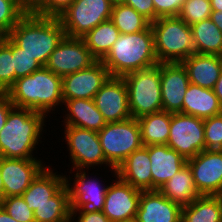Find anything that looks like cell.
Masks as SVG:
<instances>
[{"mask_svg": "<svg viewBox=\"0 0 222 222\" xmlns=\"http://www.w3.org/2000/svg\"><path fill=\"white\" fill-rule=\"evenodd\" d=\"M124 4L131 6L150 22L155 21V7L153 0H125Z\"/></svg>", "mask_w": 222, "mask_h": 222, "instance_id": "60d3db41", "label": "cell"}, {"mask_svg": "<svg viewBox=\"0 0 222 222\" xmlns=\"http://www.w3.org/2000/svg\"><path fill=\"white\" fill-rule=\"evenodd\" d=\"M43 113L14 107L0 132V156L15 159H37L33 152L46 126Z\"/></svg>", "mask_w": 222, "mask_h": 222, "instance_id": "6da1fadb", "label": "cell"}, {"mask_svg": "<svg viewBox=\"0 0 222 222\" xmlns=\"http://www.w3.org/2000/svg\"><path fill=\"white\" fill-rule=\"evenodd\" d=\"M167 145L186 160L204 151V119L182 113H171Z\"/></svg>", "mask_w": 222, "mask_h": 222, "instance_id": "30bf717a", "label": "cell"}, {"mask_svg": "<svg viewBox=\"0 0 222 222\" xmlns=\"http://www.w3.org/2000/svg\"><path fill=\"white\" fill-rule=\"evenodd\" d=\"M9 39V32L0 26V48L4 46Z\"/></svg>", "mask_w": 222, "mask_h": 222, "instance_id": "c3c4849f", "label": "cell"}, {"mask_svg": "<svg viewBox=\"0 0 222 222\" xmlns=\"http://www.w3.org/2000/svg\"><path fill=\"white\" fill-rule=\"evenodd\" d=\"M0 222H18L12 218L7 211L0 205Z\"/></svg>", "mask_w": 222, "mask_h": 222, "instance_id": "7dc6e473", "label": "cell"}, {"mask_svg": "<svg viewBox=\"0 0 222 222\" xmlns=\"http://www.w3.org/2000/svg\"><path fill=\"white\" fill-rule=\"evenodd\" d=\"M213 91L215 95L218 97L219 103L222 105V71L218 81L216 82Z\"/></svg>", "mask_w": 222, "mask_h": 222, "instance_id": "ee69618b", "label": "cell"}, {"mask_svg": "<svg viewBox=\"0 0 222 222\" xmlns=\"http://www.w3.org/2000/svg\"><path fill=\"white\" fill-rule=\"evenodd\" d=\"M182 207L159 190L141 191L136 222H181Z\"/></svg>", "mask_w": 222, "mask_h": 222, "instance_id": "d6986e66", "label": "cell"}, {"mask_svg": "<svg viewBox=\"0 0 222 222\" xmlns=\"http://www.w3.org/2000/svg\"><path fill=\"white\" fill-rule=\"evenodd\" d=\"M93 100L106 123L124 121L132 117L123 77H110Z\"/></svg>", "mask_w": 222, "mask_h": 222, "instance_id": "2e32d148", "label": "cell"}, {"mask_svg": "<svg viewBox=\"0 0 222 222\" xmlns=\"http://www.w3.org/2000/svg\"><path fill=\"white\" fill-rule=\"evenodd\" d=\"M212 10L222 12V0H210Z\"/></svg>", "mask_w": 222, "mask_h": 222, "instance_id": "681fc988", "label": "cell"}, {"mask_svg": "<svg viewBox=\"0 0 222 222\" xmlns=\"http://www.w3.org/2000/svg\"><path fill=\"white\" fill-rule=\"evenodd\" d=\"M151 163L148 146L131 153L116 169L117 175L128 184L142 191L152 190Z\"/></svg>", "mask_w": 222, "mask_h": 222, "instance_id": "44dd1931", "label": "cell"}, {"mask_svg": "<svg viewBox=\"0 0 222 222\" xmlns=\"http://www.w3.org/2000/svg\"><path fill=\"white\" fill-rule=\"evenodd\" d=\"M187 164L200 195H222V150H204Z\"/></svg>", "mask_w": 222, "mask_h": 222, "instance_id": "5bb4252c", "label": "cell"}, {"mask_svg": "<svg viewBox=\"0 0 222 222\" xmlns=\"http://www.w3.org/2000/svg\"><path fill=\"white\" fill-rule=\"evenodd\" d=\"M119 35L118 28L111 20H107L98 24L82 38L91 54L97 60H102L111 50Z\"/></svg>", "mask_w": 222, "mask_h": 222, "instance_id": "4dcf8cb0", "label": "cell"}, {"mask_svg": "<svg viewBox=\"0 0 222 222\" xmlns=\"http://www.w3.org/2000/svg\"><path fill=\"white\" fill-rule=\"evenodd\" d=\"M111 77L124 75L157 65L151 25L143 31L120 34L111 50L101 60Z\"/></svg>", "mask_w": 222, "mask_h": 222, "instance_id": "277c9868", "label": "cell"}, {"mask_svg": "<svg viewBox=\"0 0 222 222\" xmlns=\"http://www.w3.org/2000/svg\"><path fill=\"white\" fill-rule=\"evenodd\" d=\"M64 138L67 142L69 157L74 170H89L90 167H101L110 165L107 163L100 141L98 132L85 128L65 126Z\"/></svg>", "mask_w": 222, "mask_h": 222, "instance_id": "9c48e42d", "label": "cell"}, {"mask_svg": "<svg viewBox=\"0 0 222 222\" xmlns=\"http://www.w3.org/2000/svg\"><path fill=\"white\" fill-rule=\"evenodd\" d=\"M64 36L65 31L58 17L39 16L30 11L9 32V38L42 66L46 65Z\"/></svg>", "mask_w": 222, "mask_h": 222, "instance_id": "7a4b0ae2", "label": "cell"}, {"mask_svg": "<svg viewBox=\"0 0 222 222\" xmlns=\"http://www.w3.org/2000/svg\"><path fill=\"white\" fill-rule=\"evenodd\" d=\"M159 191L167 199L179 204L181 207L191 204L201 196L194 185L193 174L188 164L165 182Z\"/></svg>", "mask_w": 222, "mask_h": 222, "instance_id": "484cf974", "label": "cell"}, {"mask_svg": "<svg viewBox=\"0 0 222 222\" xmlns=\"http://www.w3.org/2000/svg\"><path fill=\"white\" fill-rule=\"evenodd\" d=\"M190 27L195 53L222 56V32L210 18Z\"/></svg>", "mask_w": 222, "mask_h": 222, "instance_id": "f1b7e54d", "label": "cell"}, {"mask_svg": "<svg viewBox=\"0 0 222 222\" xmlns=\"http://www.w3.org/2000/svg\"><path fill=\"white\" fill-rule=\"evenodd\" d=\"M0 205L18 222H35L34 211L29 209L21 195L3 198Z\"/></svg>", "mask_w": 222, "mask_h": 222, "instance_id": "e575fe53", "label": "cell"}, {"mask_svg": "<svg viewBox=\"0 0 222 222\" xmlns=\"http://www.w3.org/2000/svg\"><path fill=\"white\" fill-rule=\"evenodd\" d=\"M73 177L68 178L67 175L65 183L69 190L71 213L102 211L108 185L99 183L98 178H90L86 170H76ZM71 178L74 179L73 183Z\"/></svg>", "mask_w": 222, "mask_h": 222, "instance_id": "7c38bea8", "label": "cell"}, {"mask_svg": "<svg viewBox=\"0 0 222 222\" xmlns=\"http://www.w3.org/2000/svg\"><path fill=\"white\" fill-rule=\"evenodd\" d=\"M189 82L205 89H213L222 71V56L194 53L182 62Z\"/></svg>", "mask_w": 222, "mask_h": 222, "instance_id": "7402d4cb", "label": "cell"}, {"mask_svg": "<svg viewBox=\"0 0 222 222\" xmlns=\"http://www.w3.org/2000/svg\"><path fill=\"white\" fill-rule=\"evenodd\" d=\"M137 120L143 146L167 144L171 113L160 111L141 116Z\"/></svg>", "mask_w": 222, "mask_h": 222, "instance_id": "83f0119b", "label": "cell"}, {"mask_svg": "<svg viewBox=\"0 0 222 222\" xmlns=\"http://www.w3.org/2000/svg\"><path fill=\"white\" fill-rule=\"evenodd\" d=\"M74 0H39L30 11L39 16L58 17Z\"/></svg>", "mask_w": 222, "mask_h": 222, "instance_id": "f35d334b", "label": "cell"}, {"mask_svg": "<svg viewBox=\"0 0 222 222\" xmlns=\"http://www.w3.org/2000/svg\"><path fill=\"white\" fill-rule=\"evenodd\" d=\"M96 61L83 38L65 35L49 56L45 67L63 77L86 69Z\"/></svg>", "mask_w": 222, "mask_h": 222, "instance_id": "8fae6325", "label": "cell"}, {"mask_svg": "<svg viewBox=\"0 0 222 222\" xmlns=\"http://www.w3.org/2000/svg\"><path fill=\"white\" fill-rule=\"evenodd\" d=\"M131 116H141L162 111L160 63L152 67L133 71L123 76Z\"/></svg>", "mask_w": 222, "mask_h": 222, "instance_id": "8992f818", "label": "cell"}, {"mask_svg": "<svg viewBox=\"0 0 222 222\" xmlns=\"http://www.w3.org/2000/svg\"><path fill=\"white\" fill-rule=\"evenodd\" d=\"M45 167V164L40 159L1 157V178L4 185V198L22 195Z\"/></svg>", "mask_w": 222, "mask_h": 222, "instance_id": "e0dca14e", "label": "cell"}, {"mask_svg": "<svg viewBox=\"0 0 222 222\" xmlns=\"http://www.w3.org/2000/svg\"><path fill=\"white\" fill-rule=\"evenodd\" d=\"M162 111L181 113L189 77L182 63H160Z\"/></svg>", "mask_w": 222, "mask_h": 222, "instance_id": "ac0fdd59", "label": "cell"}, {"mask_svg": "<svg viewBox=\"0 0 222 222\" xmlns=\"http://www.w3.org/2000/svg\"><path fill=\"white\" fill-rule=\"evenodd\" d=\"M185 0H153L155 21L159 17L178 16Z\"/></svg>", "mask_w": 222, "mask_h": 222, "instance_id": "ab89813d", "label": "cell"}, {"mask_svg": "<svg viewBox=\"0 0 222 222\" xmlns=\"http://www.w3.org/2000/svg\"><path fill=\"white\" fill-rule=\"evenodd\" d=\"M210 19L218 26L222 32V12L212 10Z\"/></svg>", "mask_w": 222, "mask_h": 222, "instance_id": "f6af8a7d", "label": "cell"}, {"mask_svg": "<svg viewBox=\"0 0 222 222\" xmlns=\"http://www.w3.org/2000/svg\"><path fill=\"white\" fill-rule=\"evenodd\" d=\"M212 13L210 0H185L178 17L189 26L209 19Z\"/></svg>", "mask_w": 222, "mask_h": 222, "instance_id": "d6a6232c", "label": "cell"}, {"mask_svg": "<svg viewBox=\"0 0 222 222\" xmlns=\"http://www.w3.org/2000/svg\"><path fill=\"white\" fill-rule=\"evenodd\" d=\"M27 11H31L39 0H17Z\"/></svg>", "mask_w": 222, "mask_h": 222, "instance_id": "bcb514c9", "label": "cell"}, {"mask_svg": "<svg viewBox=\"0 0 222 222\" xmlns=\"http://www.w3.org/2000/svg\"><path fill=\"white\" fill-rule=\"evenodd\" d=\"M66 107L63 119L65 126L85 128L99 132L106 125L103 115L95 106L93 99H71L63 103Z\"/></svg>", "mask_w": 222, "mask_h": 222, "instance_id": "cb8c5ba5", "label": "cell"}, {"mask_svg": "<svg viewBox=\"0 0 222 222\" xmlns=\"http://www.w3.org/2000/svg\"><path fill=\"white\" fill-rule=\"evenodd\" d=\"M4 198V185L1 178V156H0V201Z\"/></svg>", "mask_w": 222, "mask_h": 222, "instance_id": "f907efd6", "label": "cell"}, {"mask_svg": "<svg viewBox=\"0 0 222 222\" xmlns=\"http://www.w3.org/2000/svg\"><path fill=\"white\" fill-rule=\"evenodd\" d=\"M205 150H222V113L204 119Z\"/></svg>", "mask_w": 222, "mask_h": 222, "instance_id": "74e56055", "label": "cell"}, {"mask_svg": "<svg viewBox=\"0 0 222 222\" xmlns=\"http://www.w3.org/2000/svg\"><path fill=\"white\" fill-rule=\"evenodd\" d=\"M110 77L109 71L101 60H97L86 69L63 76V101L71 99H93Z\"/></svg>", "mask_w": 222, "mask_h": 222, "instance_id": "9a60e30c", "label": "cell"}, {"mask_svg": "<svg viewBox=\"0 0 222 222\" xmlns=\"http://www.w3.org/2000/svg\"><path fill=\"white\" fill-rule=\"evenodd\" d=\"M113 5L115 4H122L125 2V0H109Z\"/></svg>", "mask_w": 222, "mask_h": 222, "instance_id": "816d5d0a", "label": "cell"}, {"mask_svg": "<svg viewBox=\"0 0 222 222\" xmlns=\"http://www.w3.org/2000/svg\"><path fill=\"white\" fill-rule=\"evenodd\" d=\"M106 190L102 212L111 222H128L136 218L141 191L118 175Z\"/></svg>", "mask_w": 222, "mask_h": 222, "instance_id": "4fadbf2b", "label": "cell"}, {"mask_svg": "<svg viewBox=\"0 0 222 222\" xmlns=\"http://www.w3.org/2000/svg\"><path fill=\"white\" fill-rule=\"evenodd\" d=\"M15 106L10 101L8 91L0 90V132L5 126L7 116L9 112Z\"/></svg>", "mask_w": 222, "mask_h": 222, "instance_id": "b9f144b4", "label": "cell"}, {"mask_svg": "<svg viewBox=\"0 0 222 222\" xmlns=\"http://www.w3.org/2000/svg\"><path fill=\"white\" fill-rule=\"evenodd\" d=\"M53 171L50 166L46 165L21 195L29 209L34 211L37 207L49 202V199L65 185L66 175Z\"/></svg>", "mask_w": 222, "mask_h": 222, "instance_id": "603a6c76", "label": "cell"}, {"mask_svg": "<svg viewBox=\"0 0 222 222\" xmlns=\"http://www.w3.org/2000/svg\"><path fill=\"white\" fill-rule=\"evenodd\" d=\"M181 222H222V195H201L183 206Z\"/></svg>", "mask_w": 222, "mask_h": 222, "instance_id": "4316f807", "label": "cell"}, {"mask_svg": "<svg viewBox=\"0 0 222 222\" xmlns=\"http://www.w3.org/2000/svg\"><path fill=\"white\" fill-rule=\"evenodd\" d=\"M151 29L159 63H182L195 53L191 27L178 16L159 17Z\"/></svg>", "mask_w": 222, "mask_h": 222, "instance_id": "5b68a950", "label": "cell"}, {"mask_svg": "<svg viewBox=\"0 0 222 222\" xmlns=\"http://www.w3.org/2000/svg\"><path fill=\"white\" fill-rule=\"evenodd\" d=\"M27 12L17 0H0V26L10 32Z\"/></svg>", "mask_w": 222, "mask_h": 222, "instance_id": "d590c367", "label": "cell"}, {"mask_svg": "<svg viewBox=\"0 0 222 222\" xmlns=\"http://www.w3.org/2000/svg\"><path fill=\"white\" fill-rule=\"evenodd\" d=\"M110 20L118 28L120 34L143 31L151 25L147 18L124 3L113 5Z\"/></svg>", "mask_w": 222, "mask_h": 222, "instance_id": "1f68e13d", "label": "cell"}, {"mask_svg": "<svg viewBox=\"0 0 222 222\" xmlns=\"http://www.w3.org/2000/svg\"><path fill=\"white\" fill-rule=\"evenodd\" d=\"M12 56H14L15 80L30 75L42 67L34 57L23 52V49L18 47L13 41Z\"/></svg>", "mask_w": 222, "mask_h": 222, "instance_id": "8d00e7d4", "label": "cell"}, {"mask_svg": "<svg viewBox=\"0 0 222 222\" xmlns=\"http://www.w3.org/2000/svg\"><path fill=\"white\" fill-rule=\"evenodd\" d=\"M99 141L110 171L117 175L116 169L135 150L140 149L141 141L138 120L131 117L124 121L106 123L98 132Z\"/></svg>", "mask_w": 222, "mask_h": 222, "instance_id": "52a82bcc", "label": "cell"}, {"mask_svg": "<svg viewBox=\"0 0 222 222\" xmlns=\"http://www.w3.org/2000/svg\"><path fill=\"white\" fill-rule=\"evenodd\" d=\"M15 82L14 56L12 40L0 48V90L8 91Z\"/></svg>", "mask_w": 222, "mask_h": 222, "instance_id": "836d02e7", "label": "cell"}, {"mask_svg": "<svg viewBox=\"0 0 222 222\" xmlns=\"http://www.w3.org/2000/svg\"><path fill=\"white\" fill-rule=\"evenodd\" d=\"M33 214L35 222H71V203L67 185L51 197L49 202L37 207Z\"/></svg>", "mask_w": 222, "mask_h": 222, "instance_id": "f546056e", "label": "cell"}, {"mask_svg": "<svg viewBox=\"0 0 222 222\" xmlns=\"http://www.w3.org/2000/svg\"><path fill=\"white\" fill-rule=\"evenodd\" d=\"M151 163L152 190H159L174 174L187 164V160L165 145H148Z\"/></svg>", "mask_w": 222, "mask_h": 222, "instance_id": "ffe728a7", "label": "cell"}, {"mask_svg": "<svg viewBox=\"0 0 222 222\" xmlns=\"http://www.w3.org/2000/svg\"><path fill=\"white\" fill-rule=\"evenodd\" d=\"M181 113L206 119L222 113V105L213 89H205L189 83Z\"/></svg>", "mask_w": 222, "mask_h": 222, "instance_id": "d4e9b609", "label": "cell"}, {"mask_svg": "<svg viewBox=\"0 0 222 222\" xmlns=\"http://www.w3.org/2000/svg\"><path fill=\"white\" fill-rule=\"evenodd\" d=\"M112 7L109 0H74L58 18L66 36L82 38L98 24L110 20Z\"/></svg>", "mask_w": 222, "mask_h": 222, "instance_id": "ba28073f", "label": "cell"}, {"mask_svg": "<svg viewBox=\"0 0 222 222\" xmlns=\"http://www.w3.org/2000/svg\"><path fill=\"white\" fill-rule=\"evenodd\" d=\"M78 215L77 219L76 216ZM111 222L102 212L71 213V222Z\"/></svg>", "mask_w": 222, "mask_h": 222, "instance_id": "7bdbcfd3", "label": "cell"}, {"mask_svg": "<svg viewBox=\"0 0 222 222\" xmlns=\"http://www.w3.org/2000/svg\"><path fill=\"white\" fill-rule=\"evenodd\" d=\"M62 89V77L42 66L32 74L15 80L8 94L15 107L48 116L58 105H63Z\"/></svg>", "mask_w": 222, "mask_h": 222, "instance_id": "3957f363", "label": "cell"}]
</instances>
